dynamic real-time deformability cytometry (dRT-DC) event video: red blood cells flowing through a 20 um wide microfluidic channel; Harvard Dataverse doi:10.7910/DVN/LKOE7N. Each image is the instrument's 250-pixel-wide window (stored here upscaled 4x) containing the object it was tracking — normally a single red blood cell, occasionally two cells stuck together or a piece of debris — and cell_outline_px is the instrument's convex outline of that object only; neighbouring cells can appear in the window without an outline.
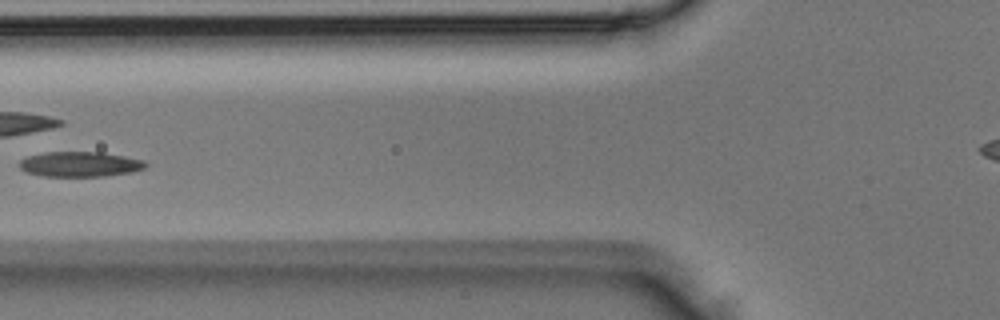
{"species": "Egyptian fruit bat (a non-hibernating species)", "species_latin": "Rousettus aegyptiacus", "temperature_condition": "room temperature", "stored_images_in_passage": 6, "camera_frame_rate_fps": 3000, "um_per_image_px": 0.085, "animal": {"sex": "male"}, "frame": {"image": 1, "passage_image": 6, "time_ms": 1.667, "image_size_px": [1000, 320], "cell_outline_px": [[148, 164], [144, 168], [132, 172], [104, 176], [44, 176], [28, 172], [20, 168], [20, 160], [28, 156], [48, 152], [100, 152], [124, 156], [144, 160]], "centroid_in_image_um": [6.83, 13.95], "position_along_channel_um": 119.0, "area_um2": 18.26}}